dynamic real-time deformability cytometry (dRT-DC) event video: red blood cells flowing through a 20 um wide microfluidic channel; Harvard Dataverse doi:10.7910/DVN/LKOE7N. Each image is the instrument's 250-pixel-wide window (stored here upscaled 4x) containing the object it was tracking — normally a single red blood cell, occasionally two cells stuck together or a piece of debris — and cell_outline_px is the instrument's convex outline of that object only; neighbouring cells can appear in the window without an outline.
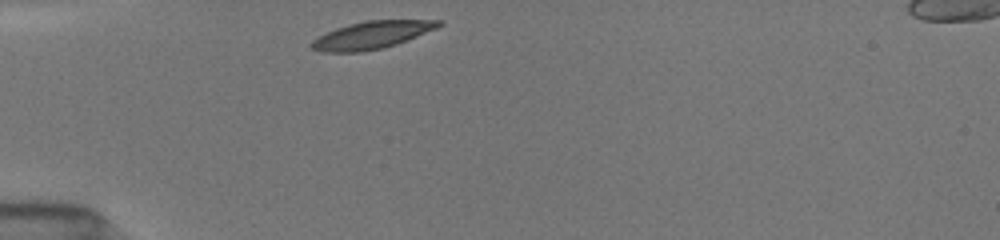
{"species": "common noctule bat (a hibernating species)", "species_latin": "Nyctalus noctula", "temperature_condition": "room temperature", "stored_images_in_passage": 9, "camera_frame_rate_fps": 3000, "um_per_image_px": 0.085, "animal": {"sex": "female", "body_mass_g": 19.5, "forearm_length_mm": 54.1}, "frame": {"image": 1, "passage_image": 1, "time_ms": 0.0, "image_size_px": [1000, 240], "cell_outline_px": [[444, 24], [436, 28], [396, 44], [384, 48], [360, 52], [320, 52], [312, 48], [308, 44], [312, 40], [336, 28], [348, 24], [368, 20], [444, 20]], "centroid_in_image_um": [31.59, 2.98], "position_along_channel_um": 53.4, "area_um2": 20.29}}
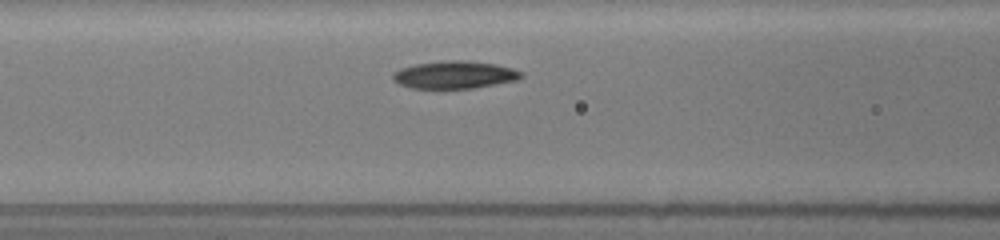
{"frame": {"image": 2, "passage_image": 6, "time_ms": 2.333, "image_size_px": [1000, 240], "cell_outline_px": [[524, 76], [516, 80], [472, 88], [412, 88], [400, 84], [392, 80], [392, 72], [400, 68], [416, 64], [444, 60], [468, 60], [496, 64], [512, 68], [524, 72]], "centroid_in_image_um": [38.63, 6.34], "position_along_channel_um": 128.0, "area_um2": 20.69}}
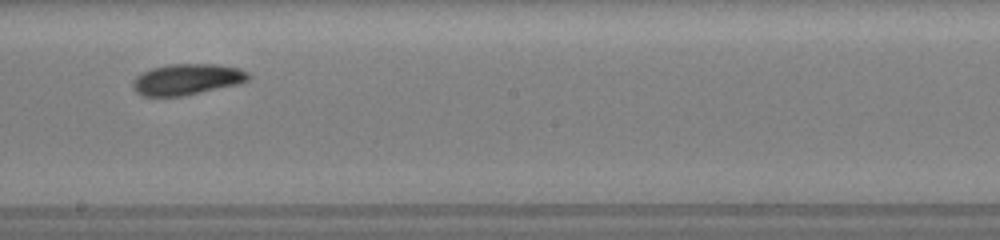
{"frame": {"image": 3, "passage_image": 9, "time_ms": 5.0, "image_size_px": [1000, 240], "cell_outline_px": [[252, 76], [248, 80], [240, 84], [180, 96], [144, 96], [136, 92], [132, 88], [132, 80], [140, 72], [152, 68], [168, 64], [216, 64], [240, 68], [248, 72]], "centroid_in_image_um": [15.89, 6.73], "position_along_channel_um": 232.3, "area_um2": 21.1}}